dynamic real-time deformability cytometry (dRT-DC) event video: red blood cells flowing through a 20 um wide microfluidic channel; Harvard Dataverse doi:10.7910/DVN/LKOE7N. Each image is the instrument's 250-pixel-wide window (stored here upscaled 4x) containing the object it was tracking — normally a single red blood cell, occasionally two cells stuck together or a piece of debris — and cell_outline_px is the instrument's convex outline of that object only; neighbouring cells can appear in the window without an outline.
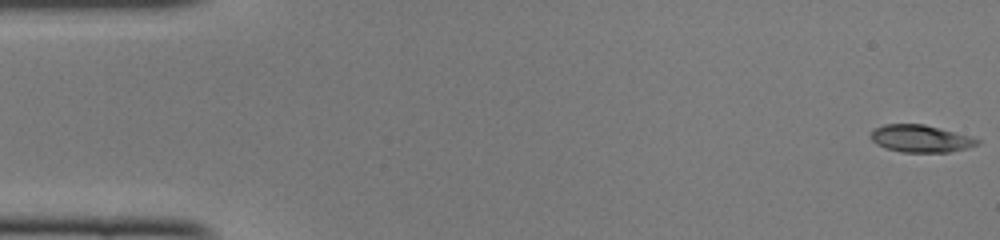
{"species": "common noctule bat (a hibernating species)", "species_latin": "Nyctalus noctula", "temperature_condition": "cold", "stored_images_in_passage": 49, "camera_frame_rate_fps": 3000, "um_per_image_px": 0.085, "animal": {"sex": "female", "body_mass_g": 22.0, "forearm_length_mm": 56.7}, "frame": {"image": 1, "passage_image": 1, "time_ms": 0.0, "image_size_px": [1000, 240], "cell_outline_px": [[980, 144], [968, 148], [948, 152], [900, 152], [884, 148], [876, 144], [868, 136], [876, 128], [884, 124], [924, 124], [968, 136], [980, 140]], "centroid_in_image_um": [78.21, 11.79], "position_along_channel_um": 6.8, "area_um2": 16.88}}
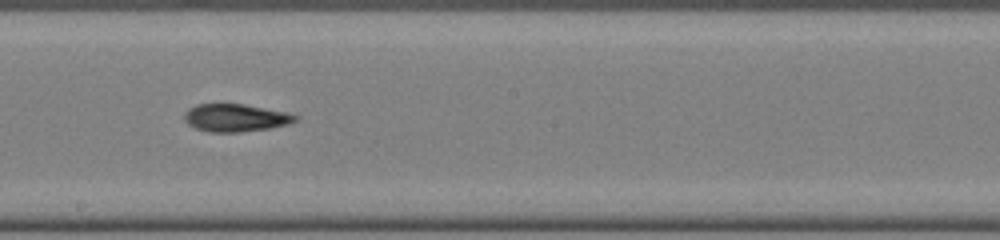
{"frame": {"image": 2, "passage_image": 27, "time_ms": 8.667, "image_size_px": [1000, 240], "cell_outline_px": [[296, 120], [288, 124], [272, 128], [240, 132], [212, 132], [196, 128], [188, 124], [184, 120], [184, 116], [188, 108], [196, 104], [240, 104], [284, 112], [296, 116]], "centroid_in_image_um": [19.97, 10.02], "position_along_channel_um": 228.2, "area_um2": 17.57}}
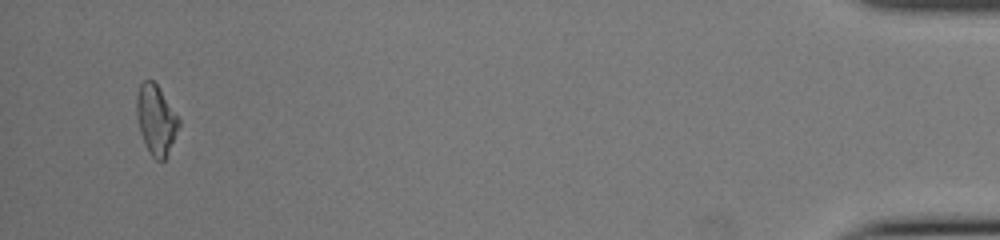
{"frame": {"image": 3, "passage_image": 47, "time_ms": 15.333, "image_size_px": [1000, 240], "cell_outline_px": [[180, 124], [168, 152], [164, 160], [156, 160], [148, 152], [144, 144], [140, 132], [136, 112], [136, 96], [140, 84], [144, 80], [152, 80], [156, 84], [180, 120]], "centroid_in_image_um": [13.23, 10.19], "position_along_channel_um": 422.0, "area_um2": 16.88}, "authors_computed_cell_mechanics": {"area_um2": 17.3978, "velocity_mm_per_s": 4.1237, "shape_relaxation_time_tau1_ms": 5.5055, "shape_relaxation_time_tau2_ms": 5.5539, "deformation_change_tau1": 0.2109, "deformation_change_tau2": 0.1199}}